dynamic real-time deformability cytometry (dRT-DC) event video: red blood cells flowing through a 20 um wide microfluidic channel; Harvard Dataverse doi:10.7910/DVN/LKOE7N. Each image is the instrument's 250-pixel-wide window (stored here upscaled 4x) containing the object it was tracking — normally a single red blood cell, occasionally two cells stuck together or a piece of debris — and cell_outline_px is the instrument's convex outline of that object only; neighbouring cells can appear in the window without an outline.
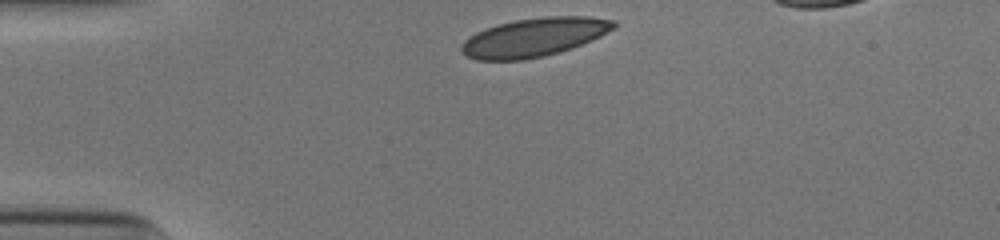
{"species": "human", "species_latin": "Homo sapiens", "temperature_condition": "cold", "stored_images_in_passage": 31, "camera_frame_rate_fps": 3000, "um_per_image_px": 0.085, "donor": {"sex": "male"}, "frame": {"image": 1, "passage_image": 1, "time_ms": 0.0, "image_size_px": [1000, 240], "cell_outline_px": [[616, 24], [612, 28], [600, 36], [592, 40], [572, 48], [560, 52], [544, 56], [524, 60], [476, 60], [460, 52], [460, 44], [464, 40], [476, 32], [484, 28], [496, 24], [516, 20], [544, 16], [592, 16], [616, 20]], "centroid_in_image_um": [45.37, 3.16], "position_along_channel_um": 39.6, "area_um2": 34.51}}
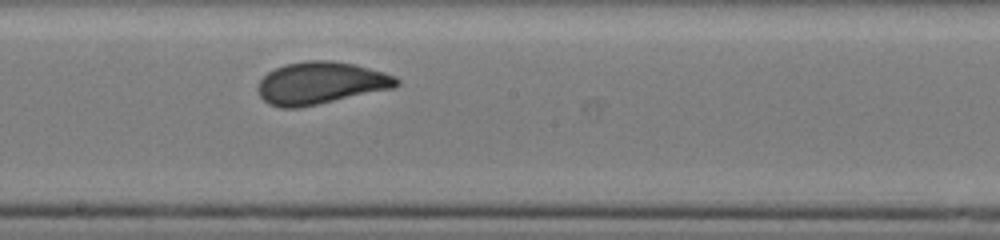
{"frame": {"image": 2, "passage_image": 18, "time_ms": 5.667, "image_size_px": [1000, 240], "cell_outline_px": [[400, 84], [396, 88], [300, 108], [280, 108], [268, 104], [260, 96], [256, 88], [260, 80], [268, 72], [284, 64], [308, 60], [332, 60], [356, 64], [384, 72], [396, 76], [400, 80]], "centroid_in_image_um": [27.28, 7.06], "position_along_channel_um": 220.9, "area_um2": 34.68}}
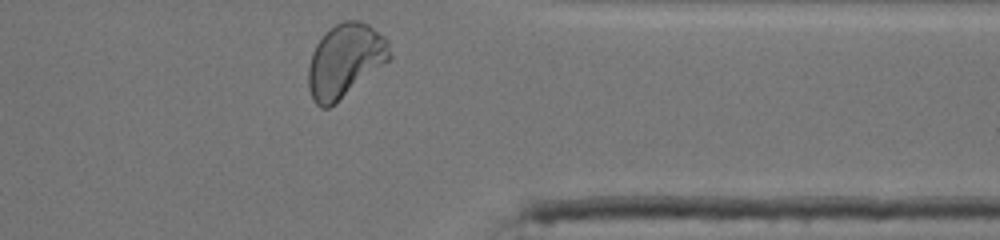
{"frame": {"image": 3, "passage_image": 31, "time_ms": 10.0, "image_size_px": [1000, 240], "cell_outline_px": [[392, 56], [388, 60], [336, 104], [328, 108], [320, 108], [312, 100], [308, 88], [308, 64], [312, 52], [316, 44], [324, 32], [336, 24], [344, 20], [360, 20], [368, 24], [384, 36], [388, 40]], "centroid_in_image_um": [29.3, 5.15], "position_along_channel_um": 382.1, "area_um2": 35.08}, "authors_computed_cell_mechanics": {"area_um2": 33.5818, "velocity_mm_per_s": 3.881, "shape_relaxation_time_tau1_ms": 4.5088, "shape_relaxation_time_tau2_ms": null, "deformation_change_tau1": 0.1422, "deformation_change_tau2": null}}